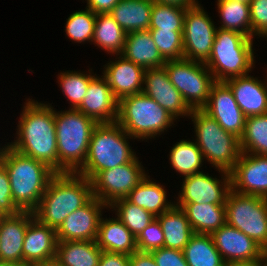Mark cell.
I'll return each instance as SVG.
<instances>
[{
	"label": "cell",
	"mask_w": 267,
	"mask_h": 266,
	"mask_svg": "<svg viewBox=\"0 0 267 266\" xmlns=\"http://www.w3.org/2000/svg\"><path fill=\"white\" fill-rule=\"evenodd\" d=\"M50 105L28 99L18 121L17 140L8 146L59 173L55 115Z\"/></svg>",
	"instance_id": "1"
},
{
	"label": "cell",
	"mask_w": 267,
	"mask_h": 266,
	"mask_svg": "<svg viewBox=\"0 0 267 266\" xmlns=\"http://www.w3.org/2000/svg\"><path fill=\"white\" fill-rule=\"evenodd\" d=\"M0 161L9 176L14 204L21 211L33 212L57 173L45 163L15 151L8 144L0 148Z\"/></svg>",
	"instance_id": "2"
},
{
	"label": "cell",
	"mask_w": 267,
	"mask_h": 266,
	"mask_svg": "<svg viewBox=\"0 0 267 266\" xmlns=\"http://www.w3.org/2000/svg\"><path fill=\"white\" fill-rule=\"evenodd\" d=\"M92 197L91 180L77 173H57L33 211L34 217L57 230L68 215Z\"/></svg>",
	"instance_id": "3"
},
{
	"label": "cell",
	"mask_w": 267,
	"mask_h": 266,
	"mask_svg": "<svg viewBox=\"0 0 267 266\" xmlns=\"http://www.w3.org/2000/svg\"><path fill=\"white\" fill-rule=\"evenodd\" d=\"M59 173H77L84 165L97 123L76 109L55 111Z\"/></svg>",
	"instance_id": "4"
},
{
	"label": "cell",
	"mask_w": 267,
	"mask_h": 266,
	"mask_svg": "<svg viewBox=\"0 0 267 266\" xmlns=\"http://www.w3.org/2000/svg\"><path fill=\"white\" fill-rule=\"evenodd\" d=\"M128 138L133 139L117 122L97 124L90 137L85 163L77 174L91 180L100 171L134 160L136 153Z\"/></svg>",
	"instance_id": "5"
},
{
	"label": "cell",
	"mask_w": 267,
	"mask_h": 266,
	"mask_svg": "<svg viewBox=\"0 0 267 266\" xmlns=\"http://www.w3.org/2000/svg\"><path fill=\"white\" fill-rule=\"evenodd\" d=\"M253 38L217 28L209 59L205 62L215 81L248 74L254 66Z\"/></svg>",
	"instance_id": "6"
},
{
	"label": "cell",
	"mask_w": 267,
	"mask_h": 266,
	"mask_svg": "<svg viewBox=\"0 0 267 266\" xmlns=\"http://www.w3.org/2000/svg\"><path fill=\"white\" fill-rule=\"evenodd\" d=\"M176 119L143 92L118 101L117 123L134 139L155 138ZM161 133V134H160Z\"/></svg>",
	"instance_id": "7"
},
{
	"label": "cell",
	"mask_w": 267,
	"mask_h": 266,
	"mask_svg": "<svg viewBox=\"0 0 267 266\" xmlns=\"http://www.w3.org/2000/svg\"><path fill=\"white\" fill-rule=\"evenodd\" d=\"M190 117L196 133L195 143L204 157L219 172L230 173L241 154L239 138L225 131L202 109H193Z\"/></svg>",
	"instance_id": "8"
},
{
	"label": "cell",
	"mask_w": 267,
	"mask_h": 266,
	"mask_svg": "<svg viewBox=\"0 0 267 266\" xmlns=\"http://www.w3.org/2000/svg\"><path fill=\"white\" fill-rule=\"evenodd\" d=\"M225 206L226 223L242 231L267 251V199L231 189Z\"/></svg>",
	"instance_id": "9"
},
{
	"label": "cell",
	"mask_w": 267,
	"mask_h": 266,
	"mask_svg": "<svg viewBox=\"0 0 267 266\" xmlns=\"http://www.w3.org/2000/svg\"><path fill=\"white\" fill-rule=\"evenodd\" d=\"M164 67L170 82L192 110L202 109L207 104L216 81L205 63L183 58L167 60Z\"/></svg>",
	"instance_id": "10"
},
{
	"label": "cell",
	"mask_w": 267,
	"mask_h": 266,
	"mask_svg": "<svg viewBox=\"0 0 267 266\" xmlns=\"http://www.w3.org/2000/svg\"><path fill=\"white\" fill-rule=\"evenodd\" d=\"M136 157L129 163L98 172L92 179V194L108 207L127 195L147 175Z\"/></svg>",
	"instance_id": "11"
},
{
	"label": "cell",
	"mask_w": 267,
	"mask_h": 266,
	"mask_svg": "<svg viewBox=\"0 0 267 266\" xmlns=\"http://www.w3.org/2000/svg\"><path fill=\"white\" fill-rule=\"evenodd\" d=\"M217 28L198 3L186 8L183 26V55L187 60L205 63L211 54Z\"/></svg>",
	"instance_id": "12"
},
{
	"label": "cell",
	"mask_w": 267,
	"mask_h": 266,
	"mask_svg": "<svg viewBox=\"0 0 267 266\" xmlns=\"http://www.w3.org/2000/svg\"><path fill=\"white\" fill-rule=\"evenodd\" d=\"M202 110L215 119L225 131L240 139L247 117L239 108L230 87L224 81H216L212 85L208 102Z\"/></svg>",
	"instance_id": "13"
},
{
	"label": "cell",
	"mask_w": 267,
	"mask_h": 266,
	"mask_svg": "<svg viewBox=\"0 0 267 266\" xmlns=\"http://www.w3.org/2000/svg\"><path fill=\"white\" fill-rule=\"evenodd\" d=\"M211 236L226 264L251 263L264 259L266 251L259 244L227 223Z\"/></svg>",
	"instance_id": "14"
},
{
	"label": "cell",
	"mask_w": 267,
	"mask_h": 266,
	"mask_svg": "<svg viewBox=\"0 0 267 266\" xmlns=\"http://www.w3.org/2000/svg\"><path fill=\"white\" fill-rule=\"evenodd\" d=\"M222 176L223 181L203 172L185 176L176 203L225 204L231 190V176L225 171Z\"/></svg>",
	"instance_id": "15"
},
{
	"label": "cell",
	"mask_w": 267,
	"mask_h": 266,
	"mask_svg": "<svg viewBox=\"0 0 267 266\" xmlns=\"http://www.w3.org/2000/svg\"><path fill=\"white\" fill-rule=\"evenodd\" d=\"M230 176L233 191L267 199V155L241 152Z\"/></svg>",
	"instance_id": "16"
},
{
	"label": "cell",
	"mask_w": 267,
	"mask_h": 266,
	"mask_svg": "<svg viewBox=\"0 0 267 266\" xmlns=\"http://www.w3.org/2000/svg\"><path fill=\"white\" fill-rule=\"evenodd\" d=\"M107 205L98 198L92 197L85 205L78 208L62 222L56 230L58 241L96 240L102 210Z\"/></svg>",
	"instance_id": "17"
},
{
	"label": "cell",
	"mask_w": 267,
	"mask_h": 266,
	"mask_svg": "<svg viewBox=\"0 0 267 266\" xmlns=\"http://www.w3.org/2000/svg\"><path fill=\"white\" fill-rule=\"evenodd\" d=\"M142 92L155 100L175 119L190 116L192 109L172 85L165 67L145 69ZM177 117V118H176Z\"/></svg>",
	"instance_id": "18"
},
{
	"label": "cell",
	"mask_w": 267,
	"mask_h": 266,
	"mask_svg": "<svg viewBox=\"0 0 267 266\" xmlns=\"http://www.w3.org/2000/svg\"><path fill=\"white\" fill-rule=\"evenodd\" d=\"M102 77V78H101ZM95 76L76 110L92 118L97 124L113 123L118 117V100L103 76Z\"/></svg>",
	"instance_id": "19"
},
{
	"label": "cell",
	"mask_w": 267,
	"mask_h": 266,
	"mask_svg": "<svg viewBox=\"0 0 267 266\" xmlns=\"http://www.w3.org/2000/svg\"><path fill=\"white\" fill-rule=\"evenodd\" d=\"M31 211L0 216V260L14 266H23L22 247Z\"/></svg>",
	"instance_id": "20"
},
{
	"label": "cell",
	"mask_w": 267,
	"mask_h": 266,
	"mask_svg": "<svg viewBox=\"0 0 267 266\" xmlns=\"http://www.w3.org/2000/svg\"><path fill=\"white\" fill-rule=\"evenodd\" d=\"M117 59L105 64L102 76L119 101L124 97L142 92L145 69L121 54Z\"/></svg>",
	"instance_id": "21"
},
{
	"label": "cell",
	"mask_w": 267,
	"mask_h": 266,
	"mask_svg": "<svg viewBox=\"0 0 267 266\" xmlns=\"http://www.w3.org/2000/svg\"><path fill=\"white\" fill-rule=\"evenodd\" d=\"M57 242L56 230L33 216L24 236L23 266L55 258Z\"/></svg>",
	"instance_id": "22"
},
{
	"label": "cell",
	"mask_w": 267,
	"mask_h": 266,
	"mask_svg": "<svg viewBox=\"0 0 267 266\" xmlns=\"http://www.w3.org/2000/svg\"><path fill=\"white\" fill-rule=\"evenodd\" d=\"M265 80L263 83L248 73L224 81L230 87L235 101L246 117L267 113V79Z\"/></svg>",
	"instance_id": "23"
},
{
	"label": "cell",
	"mask_w": 267,
	"mask_h": 266,
	"mask_svg": "<svg viewBox=\"0 0 267 266\" xmlns=\"http://www.w3.org/2000/svg\"><path fill=\"white\" fill-rule=\"evenodd\" d=\"M121 55L144 69L160 68L166 63L149 30L127 34Z\"/></svg>",
	"instance_id": "24"
},
{
	"label": "cell",
	"mask_w": 267,
	"mask_h": 266,
	"mask_svg": "<svg viewBox=\"0 0 267 266\" xmlns=\"http://www.w3.org/2000/svg\"><path fill=\"white\" fill-rule=\"evenodd\" d=\"M96 243L108 252L131 255L137 251L136 237L117 217L105 220L101 217Z\"/></svg>",
	"instance_id": "25"
},
{
	"label": "cell",
	"mask_w": 267,
	"mask_h": 266,
	"mask_svg": "<svg viewBox=\"0 0 267 266\" xmlns=\"http://www.w3.org/2000/svg\"><path fill=\"white\" fill-rule=\"evenodd\" d=\"M153 2V0H120L110 14L127 34L148 30Z\"/></svg>",
	"instance_id": "26"
},
{
	"label": "cell",
	"mask_w": 267,
	"mask_h": 266,
	"mask_svg": "<svg viewBox=\"0 0 267 266\" xmlns=\"http://www.w3.org/2000/svg\"><path fill=\"white\" fill-rule=\"evenodd\" d=\"M181 207L194 233L212 234L226 223L225 204L175 203Z\"/></svg>",
	"instance_id": "27"
},
{
	"label": "cell",
	"mask_w": 267,
	"mask_h": 266,
	"mask_svg": "<svg viewBox=\"0 0 267 266\" xmlns=\"http://www.w3.org/2000/svg\"><path fill=\"white\" fill-rule=\"evenodd\" d=\"M164 234V247L183 251L194 234L184 210L175 204L156 217Z\"/></svg>",
	"instance_id": "28"
},
{
	"label": "cell",
	"mask_w": 267,
	"mask_h": 266,
	"mask_svg": "<svg viewBox=\"0 0 267 266\" xmlns=\"http://www.w3.org/2000/svg\"><path fill=\"white\" fill-rule=\"evenodd\" d=\"M102 251L96 240L58 241L55 258L62 266H98Z\"/></svg>",
	"instance_id": "29"
},
{
	"label": "cell",
	"mask_w": 267,
	"mask_h": 266,
	"mask_svg": "<svg viewBox=\"0 0 267 266\" xmlns=\"http://www.w3.org/2000/svg\"><path fill=\"white\" fill-rule=\"evenodd\" d=\"M166 194L163 185L150 180V177L146 175L126 199L157 217L175 204L167 201Z\"/></svg>",
	"instance_id": "30"
},
{
	"label": "cell",
	"mask_w": 267,
	"mask_h": 266,
	"mask_svg": "<svg viewBox=\"0 0 267 266\" xmlns=\"http://www.w3.org/2000/svg\"><path fill=\"white\" fill-rule=\"evenodd\" d=\"M126 35L110 13L96 14L92 42L100 49L117 57L123 52Z\"/></svg>",
	"instance_id": "31"
},
{
	"label": "cell",
	"mask_w": 267,
	"mask_h": 266,
	"mask_svg": "<svg viewBox=\"0 0 267 266\" xmlns=\"http://www.w3.org/2000/svg\"><path fill=\"white\" fill-rule=\"evenodd\" d=\"M188 266H226L211 234L194 233L183 249Z\"/></svg>",
	"instance_id": "32"
},
{
	"label": "cell",
	"mask_w": 267,
	"mask_h": 266,
	"mask_svg": "<svg viewBox=\"0 0 267 266\" xmlns=\"http://www.w3.org/2000/svg\"><path fill=\"white\" fill-rule=\"evenodd\" d=\"M217 6L222 20L219 28L236 31L251 38L249 4L230 0H217Z\"/></svg>",
	"instance_id": "33"
},
{
	"label": "cell",
	"mask_w": 267,
	"mask_h": 266,
	"mask_svg": "<svg viewBox=\"0 0 267 266\" xmlns=\"http://www.w3.org/2000/svg\"><path fill=\"white\" fill-rule=\"evenodd\" d=\"M170 165L184 177L200 173L204 157L197 144L187 140H180L169 154Z\"/></svg>",
	"instance_id": "34"
},
{
	"label": "cell",
	"mask_w": 267,
	"mask_h": 266,
	"mask_svg": "<svg viewBox=\"0 0 267 266\" xmlns=\"http://www.w3.org/2000/svg\"><path fill=\"white\" fill-rule=\"evenodd\" d=\"M239 144L242 153L267 155V113L246 118Z\"/></svg>",
	"instance_id": "35"
},
{
	"label": "cell",
	"mask_w": 267,
	"mask_h": 266,
	"mask_svg": "<svg viewBox=\"0 0 267 266\" xmlns=\"http://www.w3.org/2000/svg\"><path fill=\"white\" fill-rule=\"evenodd\" d=\"M108 208L117 210V218L137 237L156 217L126 198L116 200Z\"/></svg>",
	"instance_id": "36"
},
{
	"label": "cell",
	"mask_w": 267,
	"mask_h": 266,
	"mask_svg": "<svg viewBox=\"0 0 267 266\" xmlns=\"http://www.w3.org/2000/svg\"><path fill=\"white\" fill-rule=\"evenodd\" d=\"M186 8L153 2L148 30L183 31Z\"/></svg>",
	"instance_id": "37"
},
{
	"label": "cell",
	"mask_w": 267,
	"mask_h": 266,
	"mask_svg": "<svg viewBox=\"0 0 267 266\" xmlns=\"http://www.w3.org/2000/svg\"><path fill=\"white\" fill-rule=\"evenodd\" d=\"M58 77L60 88L71 103L70 109H76L81 104L88 85L95 75H92L89 69V74L78 71H65L61 72Z\"/></svg>",
	"instance_id": "38"
},
{
	"label": "cell",
	"mask_w": 267,
	"mask_h": 266,
	"mask_svg": "<svg viewBox=\"0 0 267 266\" xmlns=\"http://www.w3.org/2000/svg\"><path fill=\"white\" fill-rule=\"evenodd\" d=\"M96 13L90 9L76 11L68 17L65 25L66 35L77 43L92 42Z\"/></svg>",
	"instance_id": "39"
},
{
	"label": "cell",
	"mask_w": 267,
	"mask_h": 266,
	"mask_svg": "<svg viewBox=\"0 0 267 266\" xmlns=\"http://www.w3.org/2000/svg\"><path fill=\"white\" fill-rule=\"evenodd\" d=\"M162 58L183 59V31L149 30Z\"/></svg>",
	"instance_id": "40"
},
{
	"label": "cell",
	"mask_w": 267,
	"mask_h": 266,
	"mask_svg": "<svg viewBox=\"0 0 267 266\" xmlns=\"http://www.w3.org/2000/svg\"><path fill=\"white\" fill-rule=\"evenodd\" d=\"M164 234L161 224L155 218L137 237V250L141 252H151L164 247Z\"/></svg>",
	"instance_id": "41"
},
{
	"label": "cell",
	"mask_w": 267,
	"mask_h": 266,
	"mask_svg": "<svg viewBox=\"0 0 267 266\" xmlns=\"http://www.w3.org/2000/svg\"><path fill=\"white\" fill-rule=\"evenodd\" d=\"M21 211L12 198L10 180L4 164L0 161V216L14 215Z\"/></svg>",
	"instance_id": "42"
},
{
	"label": "cell",
	"mask_w": 267,
	"mask_h": 266,
	"mask_svg": "<svg viewBox=\"0 0 267 266\" xmlns=\"http://www.w3.org/2000/svg\"><path fill=\"white\" fill-rule=\"evenodd\" d=\"M251 16V38L261 37L267 30V0H251L249 3Z\"/></svg>",
	"instance_id": "43"
},
{
	"label": "cell",
	"mask_w": 267,
	"mask_h": 266,
	"mask_svg": "<svg viewBox=\"0 0 267 266\" xmlns=\"http://www.w3.org/2000/svg\"><path fill=\"white\" fill-rule=\"evenodd\" d=\"M151 253L157 266H188L181 250L162 247L151 251Z\"/></svg>",
	"instance_id": "44"
},
{
	"label": "cell",
	"mask_w": 267,
	"mask_h": 266,
	"mask_svg": "<svg viewBox=\"0 0 267 266\" xmlns=\"http://www.w3.org/2000/svg\"><path fill=\"white\" fill-rule=\"evenodd\" d=\"M98 266H129V255L102 251Z\"/></svg>",
	"instance_id": "45"
},
{
	"label": "cell",
	"mask_w": 267,
	"mask_h": 266,
	"mask_svg": "<svg viewBox=\"0 0 267 266\" xmlns=\"http://www.w3.org/2000/svg\"><path fill=\"white\" fill-rule=\"evenodd\" d=\"M129 266H157L151 252L135 251L129 255Z\"/></svg>",
	"instance_id": "46"
},
{
	"label": "cell",
	"mask_w": 267,
	"mask_h": 266,
	"mask_svg": "<svg viewBox=\"0 0 267 266\" xmlns=\"http://www.w3.org/2000/svg\"><path fill=\"white\" fill-rule=\"evenodd\" d=\"M87 6L86 8L90 9L92 12L96 14L101 13H110L113 7L120 0H86Z\"/></svg>",
	"instance_id": "47"
},
{
	"label": "cell",
	"mask_w": 267,
	"mask_h": 266,
	"mask_svg": "<svg viewBox=\"0 0 267 266\" xmlns=\"http://www.w3.org/2000/svg\"><path fill=\"white\" fill-rule=\"evenodd\" d=\"M155 3L160 4H169L174 6H179L182 8H189L191 6H194L198 4V0H153Z\"/></svg>",
	"instance_id": "48"
},
{
	"label": "cell",
	"mask_w": 267,
	"mask_h": 266,
	"mask_svg": "<svg viewBox=\"0 0 267 266\" xmlns=\"http://www.w3.org/2000/svg\"><path fill=\"white\" fill-rule=\"evenodd\" d=\"M30 266H62V265L56 260V258H53L50 260H46V261L32 264Z\"/></svg>",
	"instance_id": "49"
},
{
	"label": "cell",
	"mask_w": 267,
	"mask_h": 266,
	"mask_svg": "<svg viewBox=\"0 0 267 266\" xmlns=\"http://www.w3.org/2000/svg\"><path fill=\"white\" fill-rule=\"evenodd\" d=\"M226 266H265V260L262 259L260 261L251 263H231V264H226Z\"/></svg>",
	"instance_id": "50"
},
{
	"label": "cell",
	"mask_w": 267,
	"mask_h": 266,
	"mask_svg": "<svg viewBox=\"0 0 267 266\" xmlns=\"http://www.w3.org/2000/svg\"><path fill=\"white\" fill-rule=\"evenodd\" d=\"M230 1H237V2H242V3H247V4L251 2V0H230Z\"/></svg>",
	"instance_id": "51"
},
{
	"label": "cell",
	"mask_w": 267,
	"mask_h": 266,
	"mask_svg": "<svg viewBox=\"0 0 267 266\" xmlns=\"http://www.w3.org/2000/svg\"><path fill=\"white\" fill-rule=\"evenodd\" d=\"M0 266H14V265L9 264V263H5V262L0 260Z\"/></svg>",
	"instance_id": "52"
},
{
	"label": "cell",
	"mask_w": 267,
	"mask_h": 266,
	"mask_svg": "<svg viewBox=\"0 0 267 266\" xmlns=\"http://www.w3.org/2000/svg\"><path fill=\"white\" fill-rule=\"evenodd\" d=\"M264 260H265V266H267V251L265 252Z\"/></svg>",
	"instance_id": "53"
},
{
	"label": "cell",
	"mask_w": 267,
	"mask_h": 266,
	"mask_svg": "<svg viewBox=\"0 0 267 266\" xmlns=\"http://www.w3.org/2000/svg\"><path fill=\"white\" fill-rule=\"evenodd\" d=\"M266 36V37H265ZM261 37H265V38H267V30L265 31V33H263L262 35H261Z\"/></svg>",
	"instance_id": "54"
}]
</instances>
